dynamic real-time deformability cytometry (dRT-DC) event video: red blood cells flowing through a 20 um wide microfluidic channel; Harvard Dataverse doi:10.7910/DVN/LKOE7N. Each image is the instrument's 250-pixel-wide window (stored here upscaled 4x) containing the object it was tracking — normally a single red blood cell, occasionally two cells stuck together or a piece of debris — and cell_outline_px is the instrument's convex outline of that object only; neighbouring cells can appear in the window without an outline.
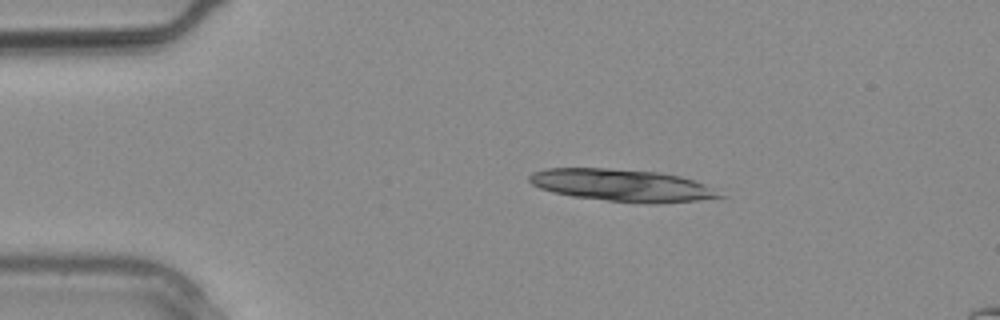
{"species": "common noctule bat (a hibernating species)", "species_latin": "Nyctalus noctula", "temperature_condition": "warm", "stored_images_in_passage": 2, "camera_frame_rate_fps": 3000, "um_per_image_px": 0.085, "animal": {"sex": "male", "body_mass_g": 20.4}, "frame": {"image": 1, "passage_image": 1, "time_ms": 0.0, "image_size_px": [1000, 320], "cell_outline_px": [[724, 196], [700, 200], [656, 204], [652, 204], [608, 200], [572, 196], [552, 192], [540, 188], [532, 184], [528, 180], [528, 176], [532, 172], [544, 168], [608, 168], [660, 172], [680, 176], [704, 184]], "centroid_in_image_um": [52.82, 15.74], "position_along_channel_um": 32.2, "area_um2": 35.55}}